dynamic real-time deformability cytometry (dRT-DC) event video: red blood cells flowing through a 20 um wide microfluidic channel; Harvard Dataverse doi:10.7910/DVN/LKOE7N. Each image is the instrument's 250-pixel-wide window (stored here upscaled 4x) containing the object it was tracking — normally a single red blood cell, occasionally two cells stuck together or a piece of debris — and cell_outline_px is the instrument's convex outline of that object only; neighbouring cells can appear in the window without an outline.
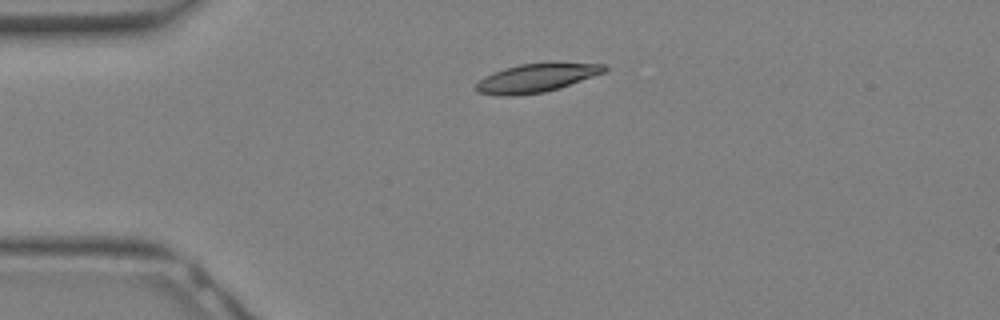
{"species": "Egyptian fruit bat (a non-hibernating species)", "species_latin": "Rousettus aegyptiacus", "temperature_condition": "warm", "stored_images_in_passage": 25, "camera_frame_rate_fps": 3000, "um_per_image_px": 0.085, "animal": {"sex": "female"}, "frame": {"image": 1, "passage_image": 1, "time_ms": 0.0, "image_size_px": [1000, 320], "cell_outline_px": [[608, 68], [604, 72], [560, 88], [544, 92], [516, 96], [500, 96], [476, 92], [476, 84], [484, 76], [504, 68], [520, 64], [604, 64]], "centroid_in_image_um": [45.52, 6.66], "position_along_channel_um": 39.5, "area_um2": 20.87}}
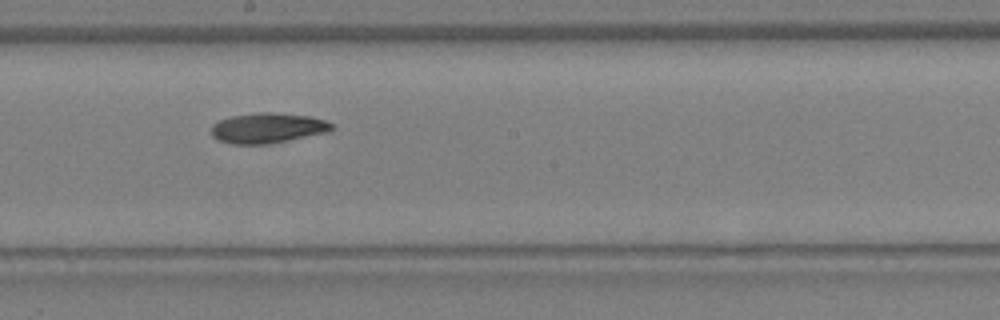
{"frame": {"image": 2, "passage_image": 11, "time_ms": 3.333, "image_size_px": [1000, 320], "cell_outline_px": [[332, 128], [328, 132], [268, 144], [232, 144], [220, 140], [212, 136], [212, 124], [220, 120], [232, 116], [256, 112], [272, 112], [308, 116], [324, 120], [332, 124]], "centroid_in_image_um": [22.73, 10.88], "position_along_channel_um": 225.5, "area_um2": 20.98}}
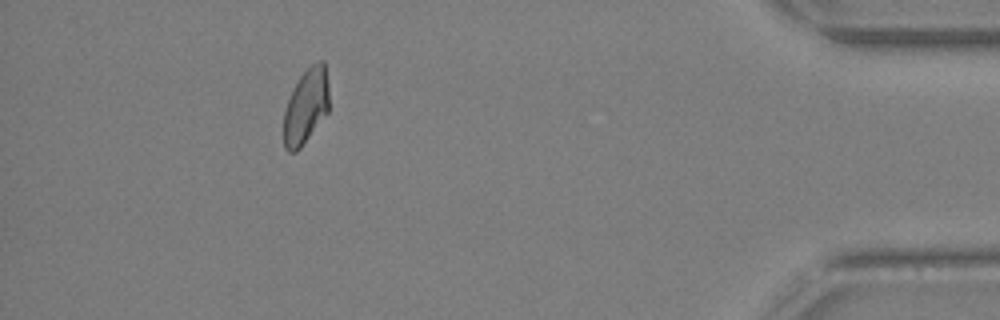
{"frame": {"image": 3, "passage_image": 22, "time_ms": 7.0, "image_size_px": [1000, 320], "cell_outline_px": [[328, 112], [300, 148], [296, 152], [288, 152], [284, 148], [284, 112], [288, 100], [300, 76], [312, 64], [320, 60], [324, 60], [328, 80]], "centroid_in_image_um": [26.01, 9.04], "position_along_channel_um": 409.2, "area_um2": 19.65}}